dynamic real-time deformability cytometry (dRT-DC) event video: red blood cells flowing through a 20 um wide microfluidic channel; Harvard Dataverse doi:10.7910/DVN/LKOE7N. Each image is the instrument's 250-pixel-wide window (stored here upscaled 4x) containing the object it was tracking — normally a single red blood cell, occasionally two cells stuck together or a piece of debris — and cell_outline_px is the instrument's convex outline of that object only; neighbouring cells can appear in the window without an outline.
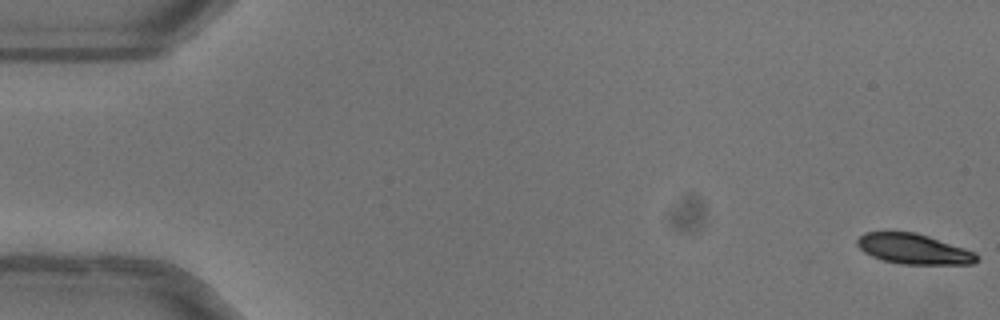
{"species": "common noctule bat (a hibernating species)", "species_latin": "Nyctalus noctula", "temperature_condition": "warm", "stored_images_in_passage": 53, "camera_frame_rate_fps": 3000, "um_per_image_px": 0.085, "animal": {"sex": "female"}, "frame": {"image": 1, "passage_image": 1, "time_ms": 0.0, "image_size_px": [1000, 320], "cell_outline_px": [[980, 260], [972, 264], [900, 264], [884, 260], [872, 256], [864, 252], [856, 244], [856, 240], [864, 232], [916, 232], [976, 252], [980, 256]], "centroid_in_image_um": [77.69, 21.17], "position_along_channel_um": 7.3, "area_um2": 21.1}}
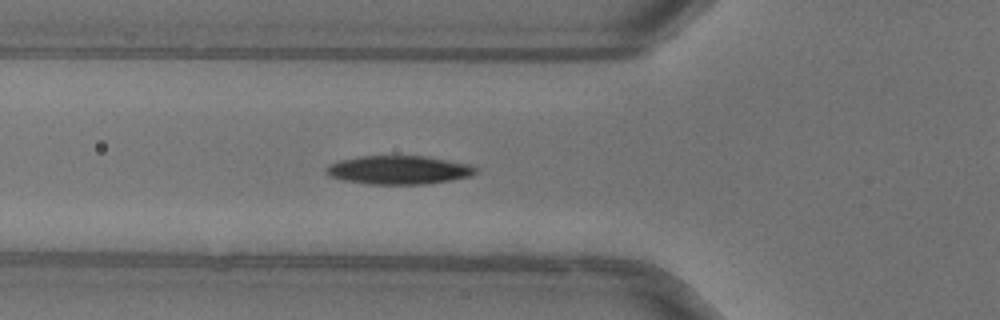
{"frame": {"image": 2, "passage_image": 19, "time_ms": 6.0, "image_size_px": [1000, 320], "cell_outline_px": [[480, 168], [472, 176], [424, 184], [368, 184], [344, 180], [328, 176], [324, 168], [340, 160], [360, 156], [424, 156], [472, 164]], "centroid_in_image_um": [33.92, 14.44], "position_along_channel_um": 91.9, "area_um2": 24.91}, "authors_computed_cell_mechanics": {"area_um2": 23.9292, "velocity_mm_per_s": 4.0138, "shape_relaxation_time_tau1_ms": 4.4289, "shape_relaxation_time_tau2_ms": null, "deformation_change_tau1": 0.1605, "deformation_change_tau2": null}}